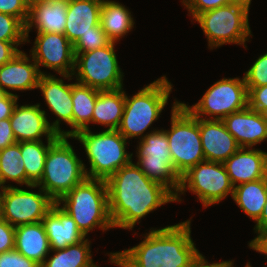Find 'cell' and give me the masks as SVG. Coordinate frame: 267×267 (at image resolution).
<instances>
[{
    "label": "cell",
    "instance_id": "cell-1",
    "mask_svg": "<svg viewBox=\"0 0 267 267\" xmlns=\"http://www.w3.org/2000/svg\"><path fill=\"white\" fill-rule=\"evenodd\" d=\"M106 183L114 228L130 231L150 212L175 202V196L166 187L150 180L133 161L116 171Z\"/></svg>",
    "mask_w": 267,
    "mask_h": 267
},
{
    "label": "cell",
    "instance_id": "cell-2",
    "mask_svg": "<svg viewBox=\"0 0 267 267\" xmlns=\"http://www.w3.org/2000/svg\"><path fill=\"white\" fill-rule=\"evenodd\" d=\"M191 220L151 228L143 241L124 251L108 253L119 267H188L199 254L191 238Z\"/></svg>",
    "mask_w": 267,
    "mask_h": 267
},
{
    "label": "cell",
    "instance_id": "cell-3",
    "mask_svg": "<svg viewBox=\"0 0 267 267\" xmlns=\"http://www.w3.org/2000/svg\"><path fill=\"white\" fill-rule=\"evenodd\" d=\"M71 216L82 234L87 237L94 228L103 232L114 228L109 213L107 183L100 179L86 178L57 202Z\"/></svg>",
    "mask_w": 267,
    "mask_h": 267
},
{
    "label": "cell",
    "instance_id": "cell-4",
    "mask_svg": "<svg viewBox=\"0 0 267 267\" xmlns=\"http://www.w3.org/2000/svg\"><path fill=\"white\" fill-rule=\"evenodd\" d=\"M83 145L90 169L85 168L87 178L107 181L116 171L132 161L133 153H127V139L118 130L93 133L90 129L77 132L73 137Z\"/></svg>",
    "mask_w": 267,
    "mask_h": 267
},
{
    "label": "cell",
    "instance_id": "cell-5",
    "mask_svg": "<svg viewBox=\"0 0 267 267\" xmlns=\"http://www.w3.org/2000/svg\"><path fill=\"white\" fill-rule=\"evenodd\" d=\"M172 84L165 75L140 89L129 98L125 93V107L117 130L127 140L143 138L144 132L158 120L172 92Z\"/></svg>",
    "mask_w": 267,
    "mask_h": 267
},
{
    "label": "cell",
    "instance_id": "cell-6",
    "mask_svg": "<svg viewBox=\"0 0 267 267\" xmlns=\"http://www.w3.org/2000/svg\"><path fill=\"white\" fill-rule=\"evenodd\" d=\"M67 138L70 137L59 136L49 146L42 178L35 185L55 202L87 178L86 166Z\"/></svg>",
    "mask_w": 267,
    "mask_h": 267
},
{
    "label": "cell",
    "instance_id": "cell-7",
    "mask_svg": "<svg viewBox=\"0 0 267 267\" xmlns=\"http://www.w3.org/2000/svg\"><path fill=\"white\" fill-rule=\"evenodd\" d=\"M171 129L164 130L168 139L173 167L181 177L190 168L205 161L196 118L180 101L172 105Z\"/></svg>",
    "mask_w": 267,
    "mask_h": 267
},
{
    "label": "cell",
    "instance_id": "cell-8",
    "mask_svg": "<svg viewBox=\"0 0 267 267\" xmlns=\"http://www.w3.org/2000/svg\"><path fill=\"white\" fill-rule=\"evenodd\" d=\"M249 11L240 5L229 4L199 14L194 20L200 24L210 49L224 44L245 45L251 30L248 20Z\"/></svg>",
    "mask_w": 267,
    "mask_h": 267
},
{
    "label": "cell",
    "instance_id": "cell-9",
    "mask_svg": "<svg viewBox=\"0 0 267 267\" xmlns=\"http://www.w3.org/2000/svg\"><path fill=\"white\" fill-rule=\"evenodd\" d=\"M115 45L111 41L102 48L75 55L72 76L76 81L100 91L123 88L124 73L118 65Z\"/></svg>",
    "mask_w": 267,
    "mask_h": 267
},
{
    "label": "cell",
    "instance_id": "cell-10",
    "mask_svg": "<svg viewBox=\"0 0 267 267\" xmlns=\"http://www.w3.org/2000/svg\"><path fill=\"white\" fill-rule=\"evenodd\" d=\"M136 165L152 181L160 183L176 196L181 177L172 163L168 139L164 129H153L140 139L137 146Z\"/></svg>",
    "mask_w": 267,
    "mask_h": 267
},
{
    "label": "cell",
    "instance_id": "cell-11",
    "mask_svg": "<svg viewBox=\"0 0 267 267\" xmlns=\"http://www.w3.org/2000/svg\"><path fill=\"white\" fill-rule=\"evenodd\" d=\"M186 189L196 194L203 207L207 208L219 203L229 194L232 197L234 186L223 163L205 160L181 176L175 202L182 201L180 194H185Z\"/></svg>",
    "mask_w": 267,
    "mask_h": 267
},
{
    "label": "cell",
    "instance_id": "cell-12",
    "mask_svg": "<svg viewBox=\"0 0 267 267\" xmlns=\"http://www.w3.org/2000/svg\"><path fill=\"white\" fill-rule=\"evenodd\" d=\"M196 118L206 120H223L229 114L238 112L248 106V90L244 76L240 78H223L205 92L193 106L182 103ZM206 118H203V117ZM209 117V118H208Z\"/></svg>",
    "mask_w": 267,
    "mask_h": 267
},
{
    "label": "cell",
    "instance_id": "cell-13",
    "mask_svg": "<svg viewBox=\"0 0 267 267\" xmlns=\"http://www.w3.org/2000/svg\"><path fill=\"white\" fill-rule=\"evenodd\" d=\"M55 203L40 187L36 193L8 184L3 188V219L14 227L37 223Z\"/></svg>",
    "mask_w": 267,
    "mask_h": 267
},
{
    "label": "cell",
    "instance_id": "cell-14",
    "mask_svg": "<svg viewBox=\"0 0 267 267\" xmlns=\"http://www.w3.org/2000/svg\"><path fill=\"white\" fill-rule=\"evenodd\" d=\"M30 52L38 68L44 66L56 71L63 79H73L74 46L64 34L37 33Z\"/></svg>",
    "mask_w": 267,
    "mask_h": 267
},
{
    "label": "cell",
    "instance_id": "cell-15",
    "mask_svg": "<svg viewBox=\"0 0 267 267\" xmlns=\"http://www.w3.org/2000/svg\"><path fill=\"white\" fill-rule=\"evenodd\" d=\"M46 116V111L40 108L39 103L16 104L9 118L16 141H41L43 135L47 140H56L60 135L50 127Z\"/></svg>",
    "mask_w": 267,
    "mask_h": 267
},
{
    "label": "cell",
    "instance_id": "cell-16",
    "mask_svg": "<svg viewBox=\"0 0 267 267\" xmlns=\"http://www.w3.org/2000/svg\"><path fill=\"white\" fill-rule=\"evenodd\" d=\"M37 89L41 90L45 104L57 119L49 124L50 127L60 136L62 131L60 121H64L72 128V83L65 84L64 80L49 74H42Z\"/></svg>",
    "mask_w": 267,
    "mask_h": 267
},
{
    "label": "cell",
    "instance_id": "cell-17",
    "mask_svg": "<svg viewBox=\"0 0 267 267\" xmlns=\"http://www.w3.org/2000/svg\"><path fill=\"white\" fill-rule=\"evenodd\" d=\"M32 59V61H31ZM20 51L9 62L0 66V89L6 94L10 90L25 91L37 89L42 74L33 58Z\"/></svg>",
    "mask_w": 267,
    "mask_h": 267
},
{
    "label": "cell",
    "instance_id": "cell-18",
    "mask_svg": "<svg viewBox=\"0 0 267 267\" xmlns=\"http://www.w3.org/2000/svg\"><path fill=\"white\" fill-rule=\"evenodd\" d=\"M223 164L234 187L267 177V152L260 149L240 147Z\"/></svg>",
    "mask_w": 267,
    "mask_h": 267
},
{
    "label": "cell",
    "instance_id": "cell-19",
    "mask_svg": "<svg viewBox=\"0 0 267 267\" xmlns=\"http://www.w3.org/2000/svg\"><path fill=\"white\" fill-rule=\"evenodd\" d=\"M199 132L207 161L224 163L240 148L222 120L199 118Z\"/></svg>",
    "mask_w": 267,
    "mask_h": 267
},
{
    "label": "cell",
    "instance_id": "cell-20",
    "mask_svg": "<svg viewBox=\"0 0 267 267\" xmlns=\"http://www.w3.org/2000/svg\"><path fill=\"white\" fill-rule=\"evenodd\" d=\"M222 121L240 147L252 148L267 140V123L249 106L229 114Z\"/></svg>",
    "mask_w": 267,
    "mask_h": 267
},
{
    "label": "cell",
    "instance_id": "cell-21",
    "mask_svg": "<svg viewBox=\"0 0 267 267\" xmlns=\"http://www.w3.org/2000/svg\"><path fill=\"white\" fill-rule=\"evenodd\" d=\"M103 0H68L64 35L74 44L81 36L100 25Z\"/></svg>",
    "mask_w": 267,
    "mask_h": 267
},
{
    "label": "cell",
    "instance_id": "cell-22",
    "mask_svg": "<svg viewBox=\"0 0 267 267\" xmlns=\"http://www.w3.org/2000/svg\"><path fill=\"white\" fill-rule=\"evenodd\" d=\"M51 250L64 249L86 237L77 227L74 219L55 203L42 219Z\"/></svg>",
    "mask_w": 267,
    "mask_h": 267
},
{
    "label": "cell",
    "instance_id": "cell-23",
    "mask_svg": "<svg viewBox=\"0 0 267 267\" xmlns=\"http://www.w3.org/2000/svg\"><path fill=\"white\" fill-rule=\"evenodd\" d=\"M68 0H49L29 9V17L25 25L26 42L32 27L36 33L64 34L66 26Z\"/></svg>",
    "mask_w": 267,
    "mask_h": 267
},
{
    "label": "cell",
    "instance_id": "cell-24",
    "mask_svg": "<svg viewBox=\"0 0 267 267\" xmlns=\"http://www.w3.org/2000/svg\"><path fill=\"white\" fill-rule=\"evenodd\" d=\"M14 249L41 266L51 252L42 221L15 227Z\"/></svg>",
    "mask_w": 267,
    "mask_h": 267
},
{
    "label": "cell",
    "instance_id": "cell-25",
    "mask_svg": "<svg viewBox=\"0 0 267 267\" xmlns=\"http://www.w3.org/2000/svg\"><path fill=\"white\" fill-rule=\"evenodd\" d=\"M100 90L80 84L72 83V130L62 131V136L73 137L77 132L89 128L92 123L93 109Z\"/></svg>",
    "mask_w": 267,
    "mask_h": 267
},
{
    "label": "cell",
    "instance_id": "cell-26",
    "mask_svg": "<svg viewBox=\"0 0 267 267\" xmlns=\"http://www.w3.org/2000/svg\"><path fill=\"white\" fill-rule=\"evenodd\" d=\"M125 107V91H99L93 109L92 123L108 127L107 130H117L120 125Z\"/></svg>",
    "mask_w": 267,
    "mask_h": 267
},
{
    "label": "cell",
    "instance_id": "cell-27",
    "mask_svg": "<svg viewBox=\"0 0 267 267\" xmlns=\"http://www.w3.org/2000/svg\"><path fill=\"white\" fill-rule=\"evenodd\" d=\"M134 18L123 4L103 0L100 11V25L112 42H119L134 28Z\"/></svg>",
    "mask_w": 267,
    "mask_h": 267
},
{
    "label": "cell",
    "instance_id": "cell-28",
    "mask_svg": "<svg viewBox=\"0 0 267 267\" xmlns=\"http://www.w3.org/2000/svg\"><path fill=\"white\" fill-rule=\"evenodd\" d=\"M267 198V177L235 186L232 199L255 222L260 218Z\"/></svg>",
    "mask_w": 267,
    "mask_h": 267
},
{
    "label": "cell",
    "instance_id": "cell-29",
    "mask_svg": "<svg viewBox=\"0 0 267 267\" xmlns=\"http://www.w3.org/2000/svg\"><path fill=\"white\" fill-rule=\"evenodd\" d=\"M90 244L85 238L64 249L51 250L54 255L45 259L40 267H99L93 263Z\"/></svg>",
    "mask_w": 267,
    "mask_h": 267
},
{
    "label": "cell",
    "instance_id": "cell-30",
    "mask_svg": "<svg viewBox=\"0 0 267 267\" xmlns=\"http://www.w3.org/2000/svg\"><path fill=\"white\" fill-rule=\"evenodd\" d=\"M55 140L20 142V151L24 160V168L27 176V187L36 188L35 185L41 180L49 146Z\"/></svg>",
    "mask_w": 267,
    "mask_h": 267
},
{
    "label": "cell",
    "instance_id": "cell-31",
    "mask_svg": "<svg viewBox=\"0 0 267 267\" xmlns=\"http://www.w3.org/2000/svg\"><path fill=\"white\" fill-rule=\"evenodd\" d=\"M25 184L27 176L24 168V160L20 151V142H16L3 150H0V188L7 187V181Z\"/></svg>",
    "mask_w": 267,
    "mask_h": 267
},
{
    "label": "cell",
    "instance_id": "cell-32",
    "mask_svg": "<svg viewBox=\"0 0 267 267\" xmlns=\"http://www.w3.org/2000/svg\"><path fill=\"white\" fill-rule=\"evenodd\" d=\"M111 40L102 29L101 25L92 27V30L81 36L74 44V54L93 51L107 46Z\"/></svg>",
    "mask_w": 267,
    "mask_h": 267
},
{
    "label": "cell",
    "instance_id": "cell-33",
    "mask_svg": "<svg viewBox=\"0 0 267 267\" xmlns=\"http://www.w3.org/2000/svg\"><path fill=\"white\" fill-rule=\"evenodd\" d=\"M0 41L26 42L25 25L17 17L0 12Z\"/></svg>",
    "mask_w": 267,
    "mask_h": 267
},
{
    "label": "cell",
    "instance_id": "cell-34",
    "mask_svg": "<svg viewBox=\"0 0 267 267\" xmlns=\"http://www.w3.org/2000/svg\"><path fill=\"white\" fill-rule=\"evenodd\" d=\"M246 87L267 85V52L260 55L247 72L244 73Z\"/></svg>",
    "mask_w": 267,
    "mask_h": 267
},
{
    "label": "cell",
    "instance_id": "cell-35",
    "mask_svg": "<svg viewBox=\"0 0 267 267\" xmlns=\"http://www.w3.org/2000/svg\"><path fill=\"white\" fill-rule=\"evenodd\" d=\"M193 20L201 13L231 4V0H182Z\"/></svg>",
    "mask_w": 267,
    "mask_h": 267
},
{
    "label": "cell",
    "instance_id": "cell-36",
    "mask_svg": "<svg viewBox=\"0 0 267 267\" xmlns=\"http://www.w3.org/2000/svg\"><path fill=\"white\" fill-rule=\"evenodd\" d=\"M0 267H40V265L13 249L0 253Z\"/></svg>",
    "mask_w": 267,
    "mask_h": 267
},
{
    "label": "cell",
    "instance_id": "cell-37",
    "mask_svg": "<svg viewBox=\"0 0 267 267\" xmlns=\"http://www.w3.org/2000/svg\"><path fill=\"white\" fill-rule=\"evenodd\" d=\"M0 12L17 17L24 25L29 17V9L22 0H0Z\"/></svg>",
    "mask_w": 267,
    "mask_h": 267
},
{
    "label": "cell",
    "instance_id": "cell-38",
    "mask_svg": "<svg viewBox=\"0 0 267 267\" xmlns=\"http://www.w3.org/2000/svg\"><path fill=\"white\" fill-rule=\"evenodd\" d=\"M248 106L259 113L267 108V85L261 87H247Z\"/></svg>",
    "mask_w": 267,
    "mask_h": 267
},
{
    "label": "cell",
    "instance_id": "cell-39",
    "mask_svg": "<svg viewBox=\"0 0 267 267\" xmlns=\"http://www.w3.org/2000/svg\"><path fill=\"white\" fill-rule=\"evenodd\" d=\"M15 247V227L6 220L0 219V253L13 250Z\"/></svg>",
    "mask_w": 267,
    "mask_h": 267
},
{
    "label": "cell",
    "instance_id": "cell-40",
    "mask_svg": "<svg viewBox=\"0 0 267 267\" xmlns=\"http://www.w3.org/2000/svg\"><path fill=\"white\" fill-rule=\"evenodd\" d=\"M26 42L0 41V66L9 62L21 50L18 46Z\"/></svg>",
    "mask_w": 267,
    "mask_h": 267
},
{
    "label": "cell",
    "instance_id": "cell-41",
    "mask_svg": "<svg viewBox=\"0 0 267 267\" xmlns=\"http://www.w3.org/2000/svg\"><path fill=\"white\" fill-rule=\"evenodd\" d=\"M16 142L9 118L0 120V150H3Z\"/></svg>",
    "mask_w": 267,
    "mask_h": 267
},
{
    "label": "cell",
    "instance_id": "cell-42",
    "mask_svg": "<svg viewBox=\"0 0 267 267\" xmlns=\"http://www.w3.org/2000/svg\"><path fill=\"white\" fill-rule=\"evenodd\" d=\"M17 94H4L0 98V120L8 119L11 117L13 109L17 104Z\"/></svg>",
    "mask_w": 267,
    "mask_h": 267
},
{
    "label": "cell",
    "instance_id": "cell-43",
    "mask_svg": "<svg viewBox=\"0 0 267 267\" xmlns=\"http://www.w3.org/2000/svg\"><path fill=\"white\" fill-rule=\"evenodd\" d=\"M188 267H234L233 262L230 261H222L219 263H208L206 258L199 252V254L193 259V261L189 264Z\"/></svg>",
    "mask_w": 267,
    "mask_h": 267
},
{
    "label": "cell",
    "instance_id": "cell-44",
    "mask_svg": "<svg viewBox=\"0 0 267 267\" xmlns=\"http://www.w3.org/2000/svg\"><path fill=\"white\" fill-rule=\"evenodd\" d=\"M248 244L249 248H252L256 252L267 255V230H264Z\"/></svg>",
    "mask_w": 267,
    "mask_h": 267
},
{
    "label": "cell",
    "instance_id": "cell-45",
    "mask_svg": "<svg viewBox=\"0 0 267 267\" xmlns=\"http://www.w3.org/2000/svg\"><path fill=\"white\" fill-rule=\"evenodd\" d=\"M255 233H258L257 236L262 233L264 230H267V198H266V204L264 205L262 214L260 218L255 222Z\"/></svg>",
    "mask_w": 267,
    "mask_h": 267
},
{
    "label": "cell",
    "instance_id": "cell-46",
    "mask_svg": "<svg viewBox=\"0 0 267 267\" xmlns=\"http://www.w3.org/2000/svg\"><path fill=\"white\" fill-rule=\"evenodd\" d=\"M252 0H231V4H236L245 7L248 11Z\"/></svg>",
    "mask_w": 267,
    "mask_h": 267
},
{
    "label": "cell",
    "instance_id": "cell-47",
    "mask_svg": "<svg viewBox=\"0 0 267 267\" xmlns=\"http://www.w3.org/2000/svg\"><path fill=\"white\" fill-rule=\"evenodd\" d=\"M22 1L24 2V4L28 9H31L33 6L41 4L43 2H47L49 0H22Z\"/></svg>",
    "mask_w": 267,
    "mask_h": 267
},
{
    "label": "cell",
    "instance_id": "cell-48",
    "mask_svg": "<svg viewBox=\"0 0 267 267\" xmlns=\"http://www.w3.org/2000/svg\"><path fill=\"white\" fill-rule=\"evenodd\" d=\"M0 189V219H3V188Z\"/></svg>",
    "mask_w": 267,
    "mask_h": 267
},
{
    "label": "cell",
    "instance_id": "cell-49",
    "mask_svg": "<svg viewBox=\"0 0 267 267\" xmlns=\"http://www.w3.org/2000/svg\"><path fill=\"white\" fill-rule=\"evenodd\" d=\"M260 115L262 119L267 123V108H264L261 112Z\"/></svg>",
    "mask_w": 267,
    "mask_h": 267
},
{
    "label": "cell",
    "instance_id": "cell-50",
    "mask_svg": "<svg viewBox=\"0 0 267 267\" xmlns=\"http://www.w3.org/2000/svg\"><path fill=\"white\" fill-rule=\"evenodd\" d=\"M5 93L0 89V98L4 95Z\"/></svg>",
    "mask_w": 267,
    "mask_h": 267
},
{
    "label": "cell",
    "instance_id": "cell-51",
    "mask_svg": "<svg viewBox=\"0 0 267 267\" xmlns=\"http://www.w3.org/2000/svg\"><path fill=\"white\" fill-rule=\"evenodd\" d=\"M245 267H252V266L250 265V262H248V263H246Z\"/></svg>",
    "mask_w": 267,
    "mask_h": 267
}]
</instances>
